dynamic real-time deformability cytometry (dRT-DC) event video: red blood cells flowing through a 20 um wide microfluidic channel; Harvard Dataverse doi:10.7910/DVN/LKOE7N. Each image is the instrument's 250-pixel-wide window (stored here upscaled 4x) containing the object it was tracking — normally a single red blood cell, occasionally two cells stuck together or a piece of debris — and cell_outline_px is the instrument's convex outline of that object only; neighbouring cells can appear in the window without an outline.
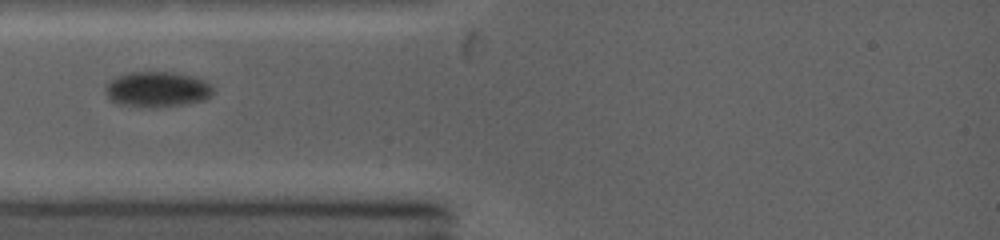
{"species": "common noctule bat (a hibernating species)", "species_latin": "Nyctalus noctula", "temperature_condition": "warm", "stored_images_in_passage": 4, "camera_frame_rate_fps": 5000, "um_per_image_px": 0.085, "animal": {"sex": "female", "body_mass_g": 19.0, "forearm_length_mm": 53.3}, "frame": {"image": 1, "passage_image": 1, "time_ms": 0.0, "image_size_px": [1000, 240], "cell_outline_px": [[212, 92], [208, 96], [200, 100], [184, 104], [148, 108], [120, 104], [112, 100], [108, 96], [108, 84], [112, 80], [120, 76], [132, 72], [172, 72], [188, 76], [200, 80], [208, 84], [212, 88]], "centroid_in_image_um": [13.34, 7.61], "position_along_channel_um": 71.7, "area_um2": 21.27}}